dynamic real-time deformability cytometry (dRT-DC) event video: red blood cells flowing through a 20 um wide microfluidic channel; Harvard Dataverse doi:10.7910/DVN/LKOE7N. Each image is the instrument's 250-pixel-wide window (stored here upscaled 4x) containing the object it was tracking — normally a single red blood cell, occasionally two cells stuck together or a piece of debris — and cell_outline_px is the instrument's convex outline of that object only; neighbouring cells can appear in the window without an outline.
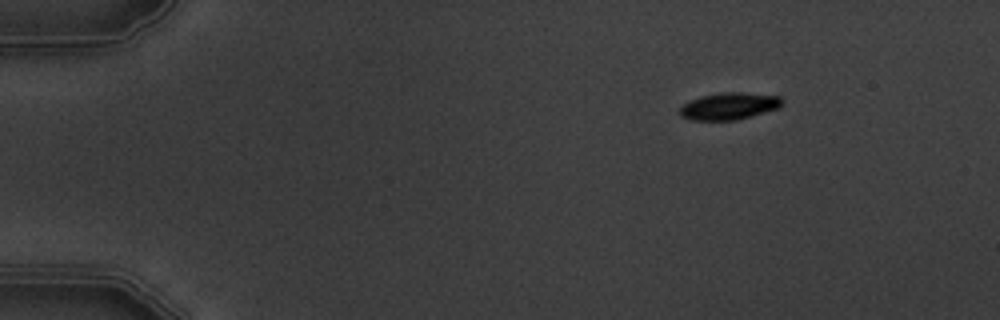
{"species": "common noctule bat (a hibernating species)", "species_latin": "Nyctalus noctula", "temperature_condition": "warm", "stored_images_in_passage": 3, "camera_frame_rate_fps": 3000, "um_per_image_px": 0.085, "animal": {"sex": "male", "body_mass_g": 19.5, "forearm_length_mm": 54.6}, "frame": {"image": 1, "passage_image": 1, "time_ms": 0.0, "image_size_px": [1000, 320], "cell_outline_px": [[784, 104], [780, 108], [736, 120], [688, 120], [680, 116], [680, 108], [684, 104], [700, 96], [720, 92], [740, 92], [780, 96], [784, 100]], "centroid_in_image_um": [62.01, 9.02], "position_along_channel_um": 23.0, "area_um2": 16.24}}
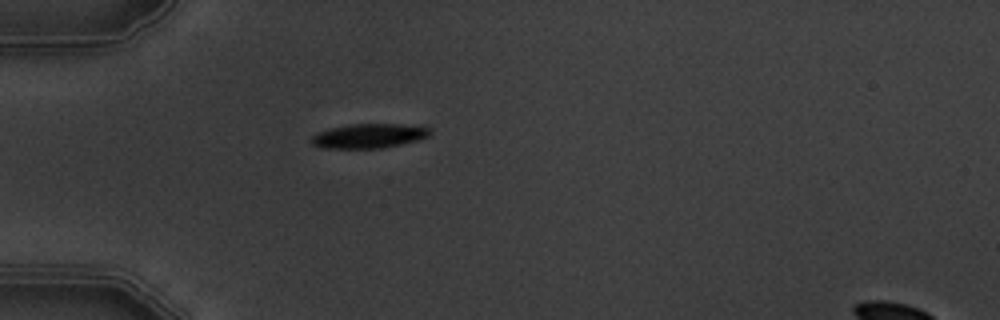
{"frame": {"image": 2, "passage_image": 3, "time_ms": 3.0, "image_size_px": [1000, 320], "cell_outline_px": [[432, 132], [428, 136], [416, 140], [400, 144], [380, 148], [324, 148], [312, 144], [312, 136], [328, 128], [348, 124], [400, 124], [428, 128]], "centroid_in_image_um": [31.32, 11.54], "position_along_channel_um": 53.7, "area_um2": 16.59}}